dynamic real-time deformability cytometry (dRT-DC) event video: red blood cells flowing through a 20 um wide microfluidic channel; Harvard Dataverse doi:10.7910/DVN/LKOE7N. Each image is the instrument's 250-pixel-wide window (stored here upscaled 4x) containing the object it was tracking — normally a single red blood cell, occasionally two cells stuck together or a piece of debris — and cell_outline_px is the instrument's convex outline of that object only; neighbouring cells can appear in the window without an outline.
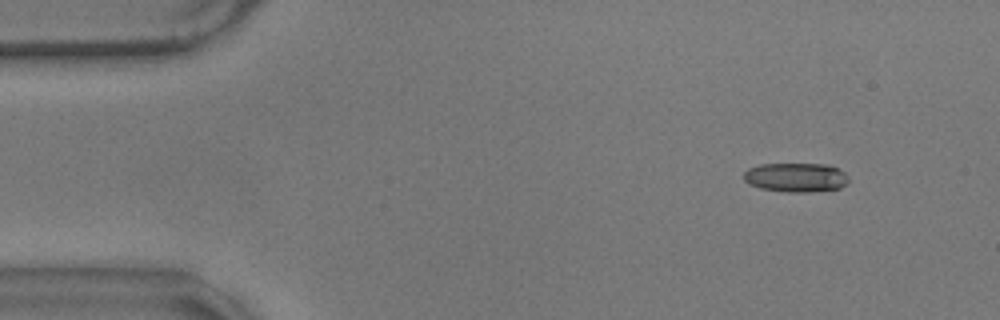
{"species": "common noctule bat (a hibernating species)", "species_latin": "Nyctalus noctula", "temperature_condition": "warm", "stored_images_in_passage": 53, "camera_frame_rate_fps": 3000, "um_per_image_px": 0.085, "animal": {"sex": "male", "body_mass_g": 17.9}, "frame": {"image": 1, "passage_image": 1, "time_ms": 0.0, "image_size_px": [1000, 320], "cell_outline_px": [[848, 184], [840, 188], [808, 192], [788, 192], [760, 188], [748, 184], [744, 180], [744, 172], [748, 168], [760, 164], [828, 164], [844, 172], [848, 176]], "centroid_in_image_um": [67.65, 15.08], "position_along_channel_um": 17.4, "area_um2": 17.92}}
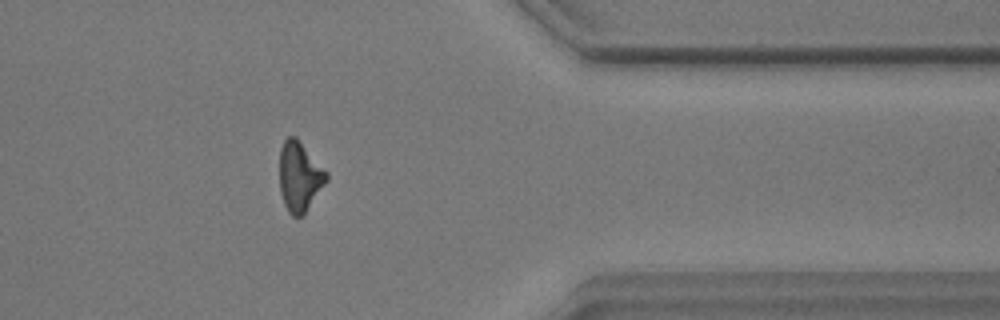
{"frame": {"image": 2, "passage_image": 42, "time_ms": 13.667, "image_size_px": [1000, 320], "cell_outline_px": [[328, 180], [304, 212], [300, 216], [292, 216], [288, 212], [284, 204], [280, 192], [280, 148], [284, 140], [288, 136], [296, 136], [328, 172]], "centroid_in_image_um": [25.46, 14.97], "position_along_channel_um": 385.9, "area_um2": 18.96}}
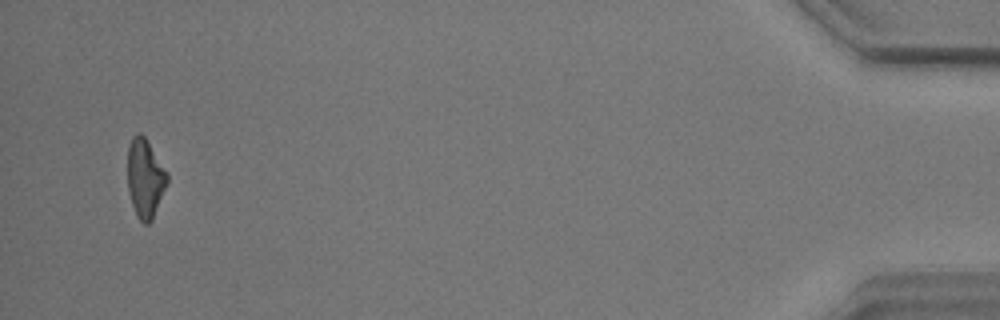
{"frame": {"image": 3, "passage_image": 51, "time_ms": 16.667, "image_size_px": [1000, 320], "cell_outline_px": [[168, 184], [152, 220], [148, 224], [144, 224], [140, 220], [132, 204], [128, 192], [128, 148], [132, 136], [140, 132], [144, 136], [168, 172]], "centroid_in_image_um": [12.35, 15.15], "position_along_channel_um": 422.8, "area_um2": 18.21}, "authors_computed_cell_mechanics": {"area_um2": 18.9584, "velocity_mm_per_s": 3.4705, "shape_relaxation_time_tau1_ms": 3.8909, "shape_relaxation_time_tau2_ms": 7.9442, "deformation_change_tau1": 0.1534, "deformation_change_tau2": 0.1885}}